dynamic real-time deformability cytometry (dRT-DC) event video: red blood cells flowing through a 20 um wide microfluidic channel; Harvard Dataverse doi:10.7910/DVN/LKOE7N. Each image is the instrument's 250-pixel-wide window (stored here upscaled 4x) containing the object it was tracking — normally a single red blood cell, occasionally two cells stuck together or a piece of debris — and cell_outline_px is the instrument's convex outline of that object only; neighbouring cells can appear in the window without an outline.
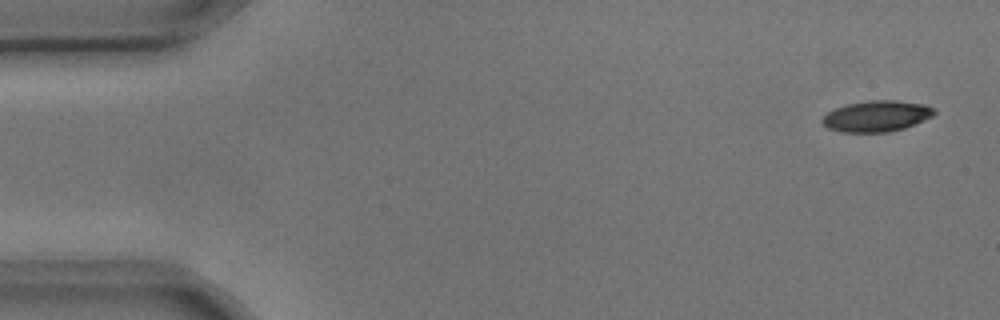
{"species": "common noctule bat (a hibernating species)", "species_latin": "Nyctalus noctula", "temperature_condition": "cold", "stored_images_in_passage": 5, "camera_frame_rate_fps": 3000, "um_per_image_px": 0.085, "animal": {"sex": "male", "body_mass_g": 17.9, "forearm_length_mm": 54.2}, "frame": {"image": 1, "passage_image": 1, "time_ms": 0.0, "image_size_px": [1000, 320], "cell_outline_px": [[936, 112], [932, 116], [924, 120], [904, 128], [888, 132], [840, 132], [828, 128], [820, 120], [828, 112], [836, 108], [848, 104], [868, 100], [896, 100], [924, 104], [932, 108]], "centroid_in_image_um": [74.5, 9.87], "position_along_channel_um": 10.5, "area_um2": 20.11}}
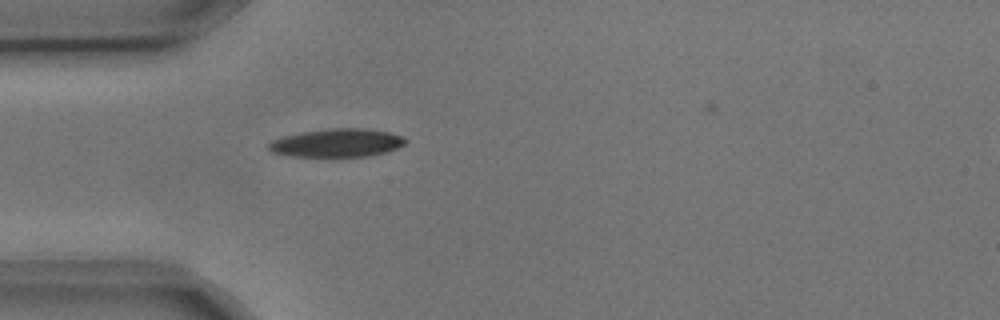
{"frame": {"image": 2, "passage_image": 4, "time_ms": 1.0, "image_size_px": [1000, 320], "cell_outline_px": [[408, 140], [404, 144], [388, 152], [368, 156], [292, 156], [272, 152], [268, 148], [268, 144], [272, 140], [284, 136], [304, 132], [332, 128], [356, 128], [388, 132], [404, 136]], "centroid_in_image_um": [28.67, 12.15], "position_along_channel_um": 56.3, "area_um2": 22.25}}